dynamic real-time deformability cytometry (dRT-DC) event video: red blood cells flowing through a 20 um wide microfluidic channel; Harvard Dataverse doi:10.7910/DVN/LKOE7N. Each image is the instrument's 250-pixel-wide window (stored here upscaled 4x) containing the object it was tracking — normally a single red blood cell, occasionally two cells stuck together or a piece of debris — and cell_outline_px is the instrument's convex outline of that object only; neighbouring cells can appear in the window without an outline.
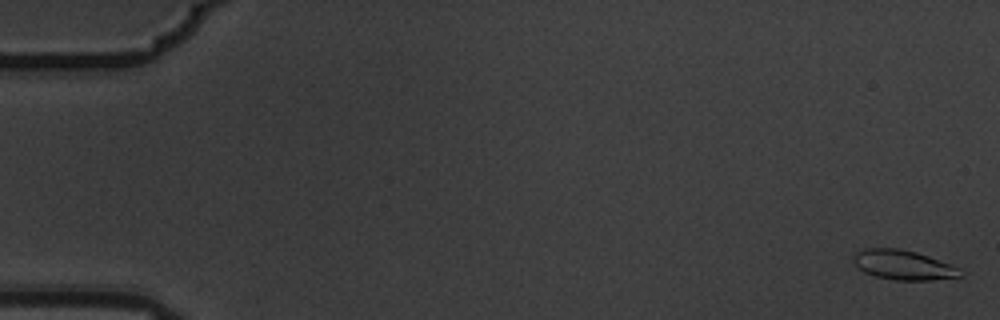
{"species": "common noctule bat (a hibernating species)", "species_latin": "Nyctalus noctula", "temperature_condition": "warm", "stored_images_in_passage": 5, "camera_frame_rate_fps": 3000, "um_per_image_px": 0.085, "animal": {"sex": "male", "body_mass_g": 19.5, "forearm_length_mm": 54.6}, "frame": {"image": 1, "passage_image": 1, "time_ms": 0.0, "image_size_px": [1000, 320], "cell_outline_px": [[964, 276], [928, 280], [896, 280], [876, 276], [864, 272], [852, 260], [852, 256], [856, 252], [864, 248], [896, 248], [916, 252], [928, 256], [960, 268]], "centroid_in_image_um": [76.77, 22.52], "position_along_channel_um": 8.2, "area_um2": 18.32}}